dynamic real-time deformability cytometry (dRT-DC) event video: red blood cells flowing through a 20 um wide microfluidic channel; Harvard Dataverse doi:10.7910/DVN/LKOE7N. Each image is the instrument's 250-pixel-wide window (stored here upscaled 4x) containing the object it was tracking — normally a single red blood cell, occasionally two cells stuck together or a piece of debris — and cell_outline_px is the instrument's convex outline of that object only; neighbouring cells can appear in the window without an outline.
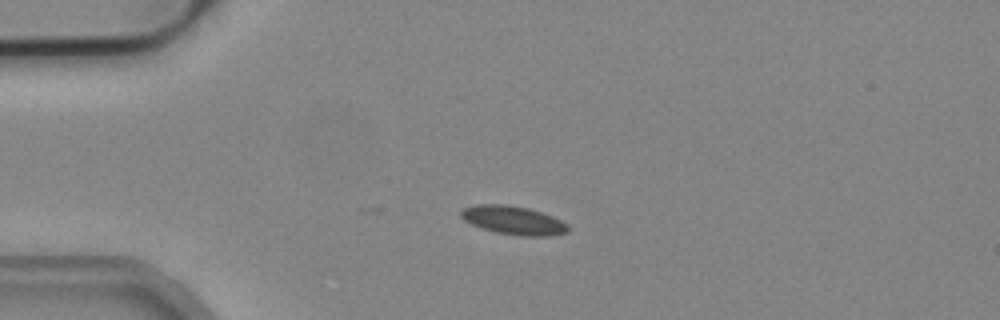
{"species": "common noctule bat (a hibernating species)", "species_latin": "Nyctalus noctula", "temperature_condition": "cold", "stored_images_in_passage": 30, "camera_frame_rate_fps": 3000, "um_per_image_px": 0.085, "animal": {"sex": "male", "body_mass_g": 19.2, "forearm_length_mm": 51.8}, "frame": {"image": 1, "passage_image": 1, "time_ms": 0.0, "image_size_px": [1000, 320], "cell_outline_px": [[568, 232], [552, 236], [520, 236], [496, 232], [472, 224], [464, 220], [460, 216], [460, 212], [464, 208], [476, 204], [508, 204], [528, 208], [552, 216], [568, 224]], "centroid_in_image_um": [43.65, 18.72], "position_along_channel_um": 41.4, "area_um2": 17.8}}
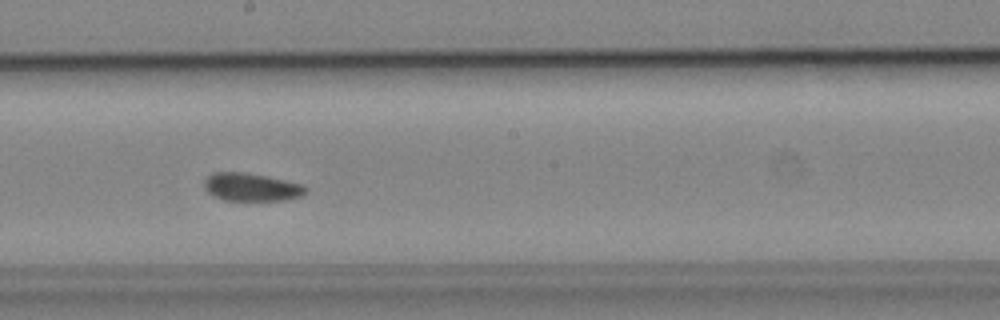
{"frame": {"image": 2, "passage_image": 18, "time_ms": 5.667, "image_size_px": [1000, 320], "cell_outline_px": [[308, 192], [300, 196], [284, 200], [224, 200], [208, 192], [204, 188], [204, 180], [212, 172], [244, 172], [268, 176], [304, 184], [308, 188]], "centroid_in_image_um": [21.4, 15.89], "position_along_channel_um": 226.8, "area_um2": 16.65}}
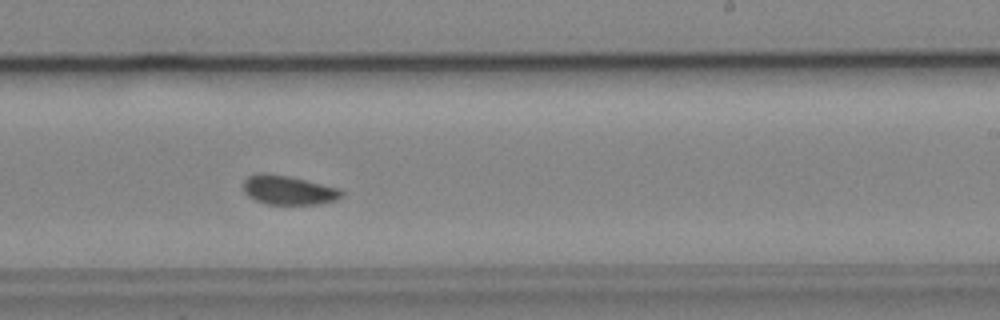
{"frame": {"image": 3, "passage_image": 21, "time_ms": 6.667, "image_size_px": [1000, 320], "cell_outline_px": [[344, 196], [336, 200], [320, 204], [268, 204], [256, 200], [248, 196], [244, 192], [244, 180], [248, 176], [260, 172], [264, 172], [288, 176], [340, 188], [344, 192]], "centroid_in_image_um": [24.54, 16.16], "position_along_channel_um": 264.5, "area_um2": 16.76}, "authors_computed_cell_mechanics": {"area_um2": 17.0221, "velocity_mm_per_s": 3.7758, "shape_relaxation_time_tau1_ms": null, "shape_relaxation_time_tau2_ms": 4.4262, "deformation_change_tau1": null, "deformation_change_tau2": 0.0739}}